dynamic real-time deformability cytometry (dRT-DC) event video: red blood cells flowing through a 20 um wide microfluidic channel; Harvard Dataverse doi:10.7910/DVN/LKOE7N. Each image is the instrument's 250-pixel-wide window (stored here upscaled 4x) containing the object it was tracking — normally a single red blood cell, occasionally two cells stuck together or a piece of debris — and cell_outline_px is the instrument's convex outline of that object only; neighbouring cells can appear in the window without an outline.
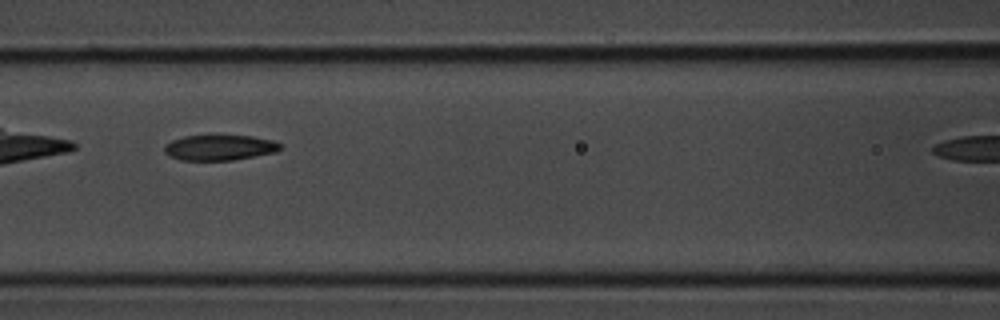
{"species": "common noctule bat (a hibernating species)", "species_latin": "Nyctalus noctula", "temperature_condition": "room temperature", "stored_images_in_passage": 11, "camera_frame_rate_fps": 3000, "um_per_image_px": 0.085, "animal": {"sex": "male", "body_mass_g": 20.1, "forearm_length_mm": 53.5}, "frame": {"image": 1, "passage_image": 8, "time_ms": 2.333, "image_size_px": [1000, 320], "cell_outline_px": [[280, 148], [276, 152], [232, 160], [180, 160], [168, 156], [164, 152], [164, 144], [172, 140], [184, 136], [216, 132], [252, 136], [272, 140], [280, 144]], "centroid_in_image_um": [18.6, 12.49], "position_along_channel_um": 148.0, "area_um2": 18.03}}